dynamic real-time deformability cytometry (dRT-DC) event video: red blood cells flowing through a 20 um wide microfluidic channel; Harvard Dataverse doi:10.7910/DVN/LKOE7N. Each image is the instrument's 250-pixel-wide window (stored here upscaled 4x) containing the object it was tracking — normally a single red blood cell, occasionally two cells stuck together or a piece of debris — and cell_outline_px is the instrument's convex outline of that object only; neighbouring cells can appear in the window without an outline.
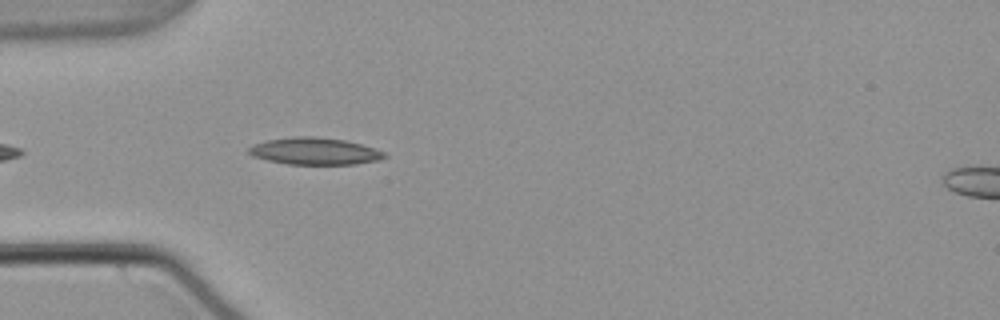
{"species": "common noctule bat (a hibernating species)", "species_latin": "Nyctalus noctula", "temperature_condition": "warm", "stored_images_in_passage": 8, "camera_frame_rate_fps": 3000, "um_per_image_px": 0.085, "animal": {"sex": "male", "body_mass_g": 21.5, "forearm_length_mm": 52.0}, "frame": {"image": 1, "passage_image": 4, "time_ms": 1.0, "image_size_px": [1000, 320], "cell_outline_px": [[388, 156], [380, 160], [356, 164], [288, 164], [268, 160], [252, 156], [248, 152], [248, 148], [252, 144], [268, 140], [292, 136], [312, 136], [344, 140], [376, 148], [384, 152]], "centroid_in_image_um": [26.76, 12.85], "position_along_channel_um": 58.2, "area_um2": 21.39}}